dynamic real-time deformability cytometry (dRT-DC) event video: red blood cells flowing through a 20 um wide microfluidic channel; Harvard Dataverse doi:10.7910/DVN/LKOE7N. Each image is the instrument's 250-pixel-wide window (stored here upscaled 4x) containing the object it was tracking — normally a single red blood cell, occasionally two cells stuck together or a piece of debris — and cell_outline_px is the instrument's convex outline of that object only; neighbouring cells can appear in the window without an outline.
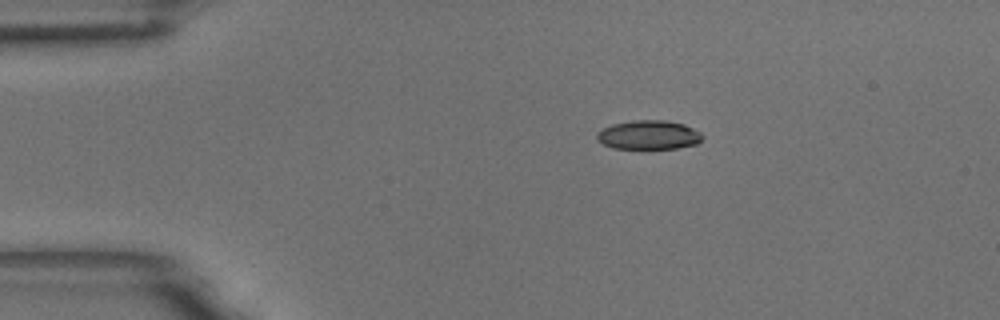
{"species": "common noctule bat (a hibernating species)", "species_latin": "Nyctalus noctula", "temperature_condition": "room temperature", "stored_images_in_passage": 47, "camera_frame_rate_fps": 3000, "um_per_image_px": 0.085, "animal": {"sex": "male", "body_mass_g": 18.8}, "frame": {"image": 1, "passage_image": 1, "time_ms": 0.0, "image_size_px": [1000, 320], "cell_outline_px": [[704, 136], [696, 144], [676, 148], [644, 152], [612, 148], [596, 140], [596, 136], [604, 128], [612, 124], [636, 120], [664, 120], [684, 124], [700, 132]], "centroid_in_image_um": [55.13, 11.53], "position_along_channel_um": 29.9, "area_um2": 18.55}}
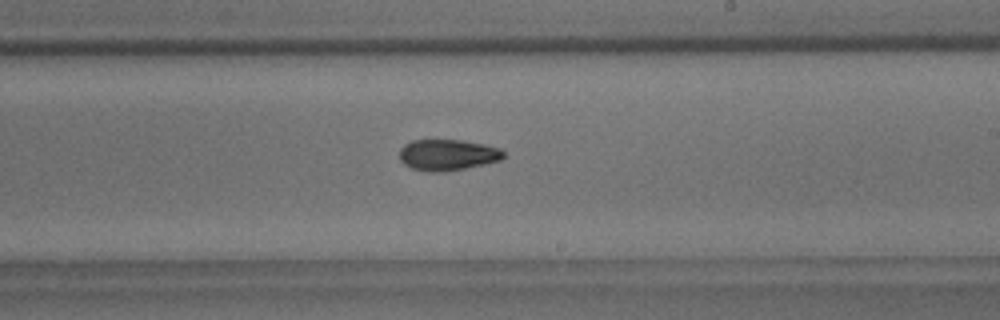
{"frame": {"image": 2, "passage_image": 24, "time_ms": 7.667, "image_size_px": [1000, 320], "cell_outline_px": [[504, 156], [500, 160], [484, 164], [444, 172], [428, 172], [412, 168], [404, 164], [400, 160], [400, 148], [404, 144], [412, 140], [460, 140], [484, 144], [500, 148], [504, 152]], "centroid_in_image_um": [38.02, 13.16], "position_along_channel_um": 251.0, "area_um2": 18.84}}
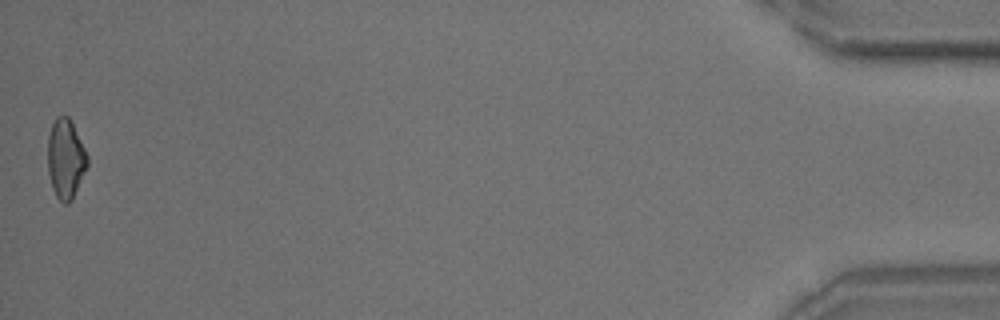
{"frame": {"image": 3, "passage_image": 47, "time_ms": 15.333, "image_size_px": [1000, 320], "cell_outline_px": [[88, 164], [72, 200], [68, 204], [64, 204], [56, 196], [52, 188], [48, 172], [48, 136], [52, 124], [56, 116], [68, 116], [88, 156]], "centroid_in_image_um": [5.56, 13.52], "position_along_channel_um": 429.6, "area_um2": 18.15}, "authors_computed_cell_mechanics": {"area_um2": 18.8428, "velocity_mm_per_s": 3.5636, "shape_relaxation_time_tau1_ms": 4.6086, "shape_relaxation_time_tau2_ms": 4.656, "deformation_change_tau1": 0.1518, "deformation_change_tau2": 0.1123}}